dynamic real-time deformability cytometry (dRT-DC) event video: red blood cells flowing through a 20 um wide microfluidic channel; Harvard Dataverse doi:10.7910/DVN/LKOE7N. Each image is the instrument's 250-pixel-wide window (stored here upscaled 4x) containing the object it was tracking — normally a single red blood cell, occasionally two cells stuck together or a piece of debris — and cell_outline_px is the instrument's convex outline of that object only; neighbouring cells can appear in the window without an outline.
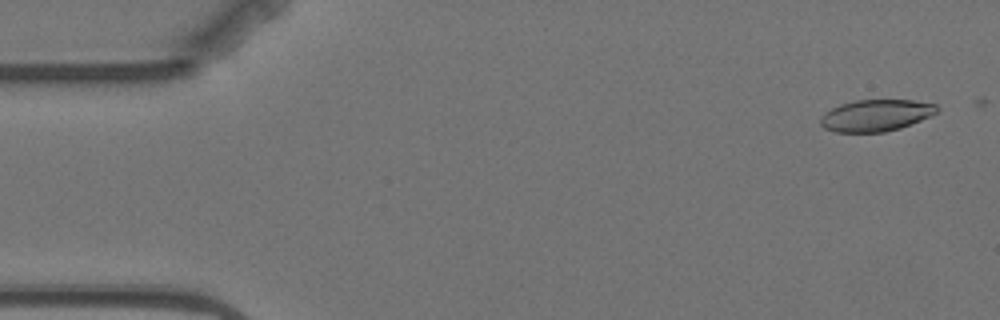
{"species": "Egyptian fruit bat (a non-hibernating species)", "species_latin": "Rousettus aegyptiacus", "temperature_condition": "warm", "stored_images_in_passage": 4, "camera_frame_rate_fps": 3000, "um_per_image_px": 0.085, "animal": {"sex": "female"}, "frame": {"image": 1, "passage_image": 1, "time_ms": 0.0, "image_size_px": [1000, 320], "cell_outline_px": [[940, 112], [900, 128], [884, 132], [836, 132], [824, 128], [820, 124], [820, 116], [824, 112], [840, 104], [856, 100], [912, 100], [936, 104], [940, 108]], "centroid_in_image_um": [74.45, 9.8], "position_along_channel_um": 10.5, "area_um2": 21.62}}
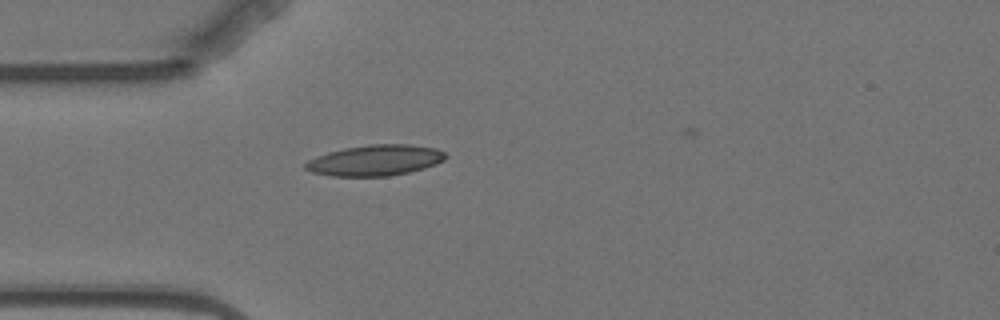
{"frame": {"image": 2, "passage_image": 4, "time_ms": 4.333, "image_size_px": [1000, 320], "cell_outline_px": [[448, 156], [444, 160], [436, 164], [424, 168], [408, 172], [388, 176], [332, 176], [312, 172], [304, 168], [304, 164], [308, 160], [316, 156], [328, 152], [344, 148], [368, 144], [408, 144], [436, 148], [444, 152]], "centroid_in_image_um": [31.89, 13.62], "position_along_channel_um": 53.1, "area_um2": 25.2}}